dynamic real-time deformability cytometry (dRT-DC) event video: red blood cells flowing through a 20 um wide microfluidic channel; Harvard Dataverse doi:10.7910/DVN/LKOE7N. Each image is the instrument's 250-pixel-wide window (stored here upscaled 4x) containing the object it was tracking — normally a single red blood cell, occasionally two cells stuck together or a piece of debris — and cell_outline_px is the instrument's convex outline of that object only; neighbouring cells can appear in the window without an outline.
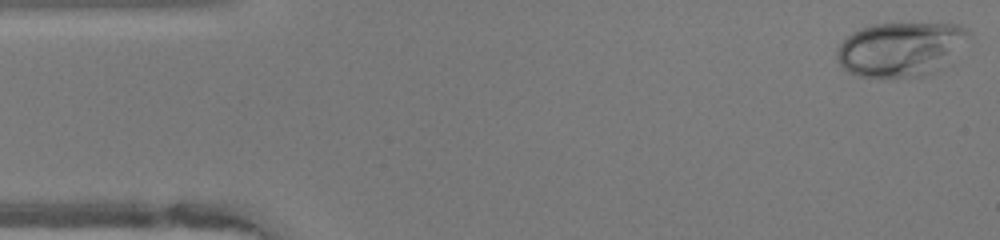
{"species": "human", "species_latin": "Homo sapiens", "temperature_condition": "warm", "stored_images_in_passage": 48, "camera_frame_rate_fps": 3000, "um_per_image_px": 0.085, "donor": {"sex": "female"}, "frame": {"image": 1, "passage_image": 1, "time_ms": 0.0, "image_size_px": [1000, 240], "cell_outline_px": [[972, 36], [936, 72], [924, 76], [896, 80], [884, 80], [856, 76], [848, 72], [840, 64], [836, 56], [836, 52], [840, 44], [852, 32], [860, 28], [876, 24], [960, 24], [968, 28]], "centroid_in_image_um": [76.54, 4.23], "position_along_channel_um": 8.5, "area_um2": 42.48}}
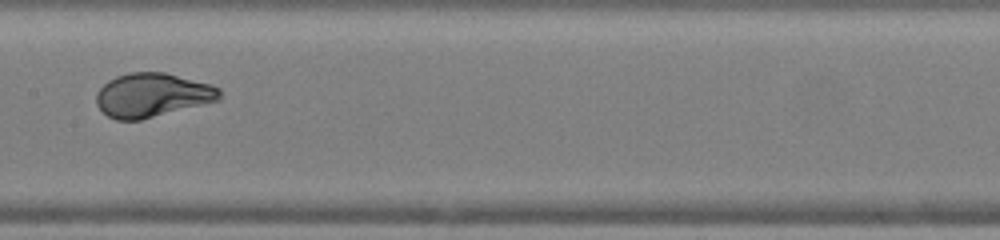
{"frame": {"image": 2, "passage_image": 23, "time_ms": 7.333, "image_size_px": [1000, 240], "cell_outline_px": [[220, 100], [140, 120], [116, 120], [108, 116], [96, 104], [96, 92], [108, 80], [116, 76], [128, 72], [164, 72], [212, 84], [220, 88]], "centroid_in_image_um": [12.94, 8.07], "position_along_channel_um": 194.5, "area_um2": 31.62}}
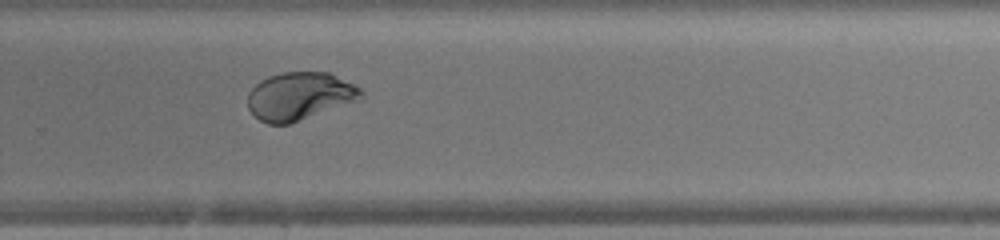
{"frame": {"image": 3, "passage_image": 31, "time_ms": 10.0, "image_size_px": [1000, 240], "cell_outline_px": [[364, 96], [360, 100], [288, 124], [268, 124], [260, 120], [248, 108], [248, 92], [260, 80], [268, 76], [284, 72], [328, 72], [360, 88], [364, 92]], "centroid_in_image_um": [25.47, 8.17], "position_along_channel_um": 304.3, "area_um2": 31.44}, "authors_computed_cell_mechanics": {"area_um2": 34.0153, "velocity_mm_per_s": 4.143, "shape_relaxation_time_tau1_ms": 3.6064, "shape_relaxation_time_tau2_ms": null, "deformation_change_tau1": 0.2063, "deformation_change_tau2": null}}